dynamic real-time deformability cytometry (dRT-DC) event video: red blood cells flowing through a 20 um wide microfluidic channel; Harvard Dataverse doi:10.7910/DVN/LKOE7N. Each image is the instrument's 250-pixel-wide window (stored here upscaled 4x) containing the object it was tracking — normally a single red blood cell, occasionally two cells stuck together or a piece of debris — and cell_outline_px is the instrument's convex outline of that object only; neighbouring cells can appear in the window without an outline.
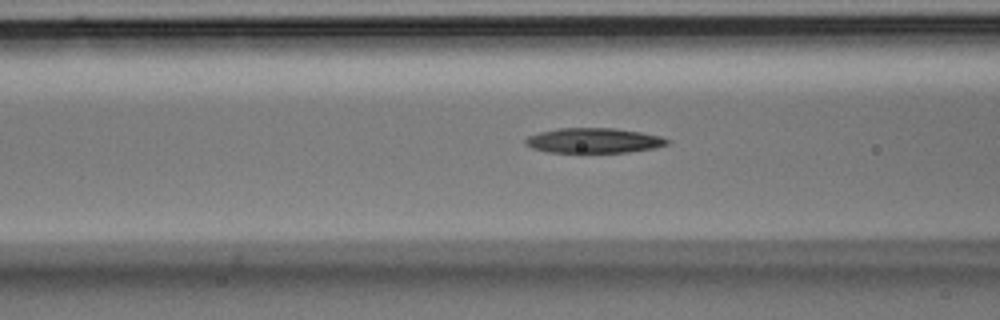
{"species": "Egyptian fruit bat (a non-hibernating species)", "species_latin": "Rousettus aegyptiacus", "temperature_condition": "room temperature", "stored_images_in_passage": 12, "camera_frame_rate_fps": 3000, "um_per_image_px": 0.085, "animal": {"sex": "male"}, "frame": {"image": 1, "passage_image": 10, "time_ms": 3.0, "image_size_px": [1000, 320], "cell_outline_px": [[672, 140], [668, 144], [656, 148], [628, 152], [580, 156], [548, 152], [532, 148], [524, 144], [524, 140], [528, 136], [540, 132], [560, 128], [612, 128], [640, 132], [660, 136]], "centroid_in_image_um": [50.44, 12.0], "position_along_channel_um": 116.2, "area_um2": 21.79}}